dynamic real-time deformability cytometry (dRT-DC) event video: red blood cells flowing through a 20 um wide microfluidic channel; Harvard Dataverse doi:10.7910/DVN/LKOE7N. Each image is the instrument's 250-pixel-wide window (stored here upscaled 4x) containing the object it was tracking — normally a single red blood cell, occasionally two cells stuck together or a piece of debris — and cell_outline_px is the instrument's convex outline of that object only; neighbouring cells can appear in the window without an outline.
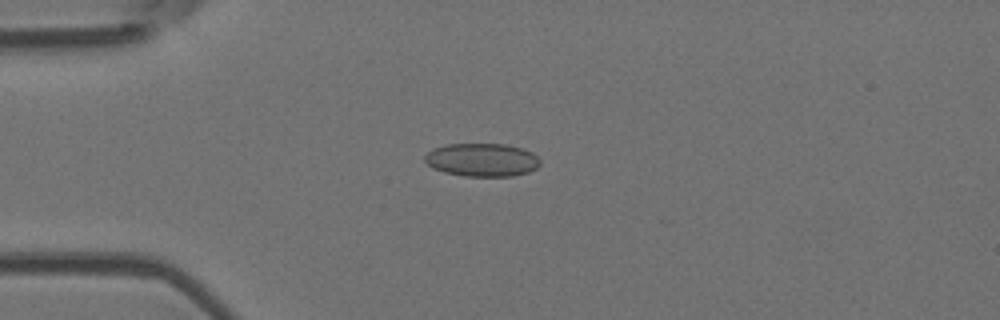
{"species": "Egyptian fruit bat (a non-hibernating species)", "species_latin": "Rousettus aegyptiacus", "temperature_condition": "room temperature", "stored_images_in_passage": 7, "camera_frame_rate_fps": 3000, "um_per_image_px": 0.085, "animal": {"sex": "female"}, "frame": {"image": 1, "passage_image": 4, "time_ms": 3.667, "image_size_px": [1000, 320], "cell_outline_px": [[540, 164], [536, 168], [528, 172], [512, 176], [464, 176], [444, 172], [432, 168], [424, 160], [424, 156], [432, 148], [448, 144], [504, 144], [520, 148], [532, 152], [540, 160]], "centroid_in_image_um": [40.95, 13.59], "position_along_channel_um": 44.1, "area_um2": 22.31}}
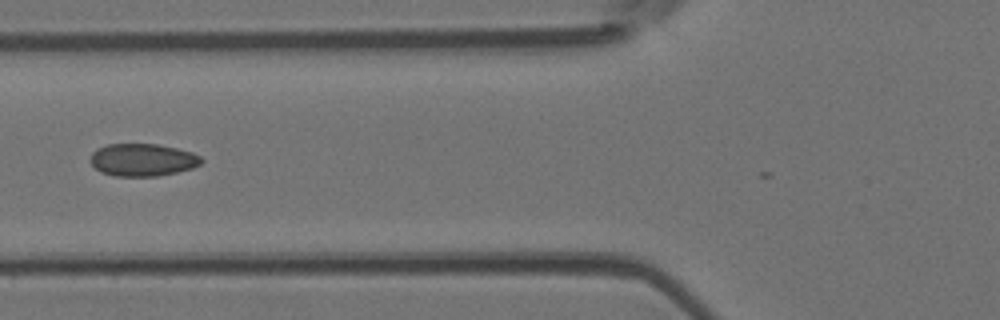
{"frame": {"image": 2, "passage_image": 6, "time_ms": 6.0, "image_size_px": [1000, 320], "cell_outline_px": [[204, 160], [200, 164], [192, 168], [176, 172], [156, 176], [116, 176], [100, 172], [88, 160], [92, 152], [96, 148], [108, 144], [156, 144], [176, 148], [192, 152], [200, 156]], "centroid_in_image_um": [12.09, 13.58], "position_along_channel_um": 113.7, "area_um2": 21.1}}
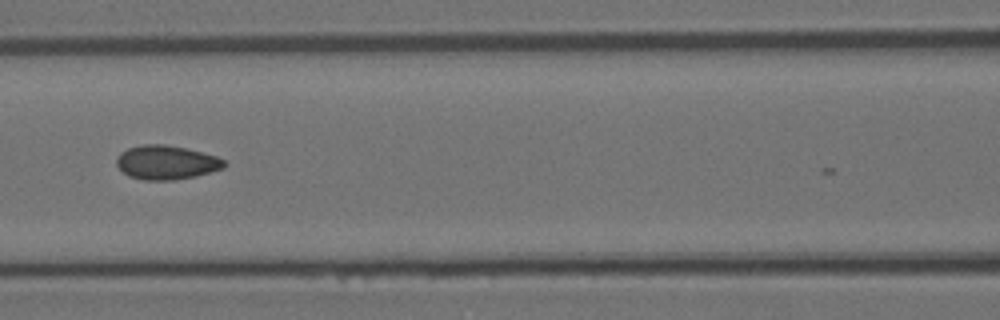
{"frame": {"image": 3, "passage_image": 7, "time_ms": 7.0, "image_size_px": [1000, 320], "cell_outline_px": [[228, 164], [224, 168], [196, 176], [172, 180], [144, 180], [128, 176], [116, 164], [116, 160], [120, 152], [128, 148], [140, 144], [164, 144], [184, 148], [216, 156], [224, 160]], "centroid_in_image_um": [14.13, 13.81], "position_along_channel_um": 152.5, "area_um2": 21.33}}